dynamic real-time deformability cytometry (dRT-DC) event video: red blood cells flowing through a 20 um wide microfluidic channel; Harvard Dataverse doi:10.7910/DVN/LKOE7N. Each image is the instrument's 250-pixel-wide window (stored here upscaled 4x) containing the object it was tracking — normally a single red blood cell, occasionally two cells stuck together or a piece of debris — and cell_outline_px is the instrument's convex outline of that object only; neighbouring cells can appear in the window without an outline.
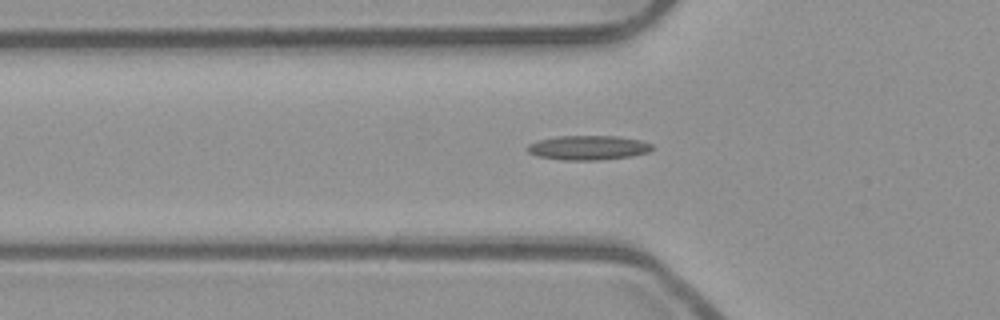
{"species": "common noctule bat (a hibernating species)", "species_latin": "Nyctalus noctula", "temperature_condition": "room temperature", "stored_images_in_passage": 38, "camera_frame_rate_fps": 3000, "um_per_image_px": 0.085, "animal": {"sex": "male", "body_mass_g": 23.1, "forearm_length_mm": 52.7}, "frame": {"image": 1, "passage_image": 8, "time_ms": 2.333, "image_size_px": [1000, 320], "cell_outline_px": [[652, 148], [648, 152], [632, 156], [600, 160], [564, 160], [536, 156], [528, 152], [528, 144], [536, 140], [556, 136], [616, 136], [640, 140], [652, 144]], "centroid_in_image_um": [49.96, 12.55], "position_along_channel_um": 75.8, "area_um2": 17.8}}
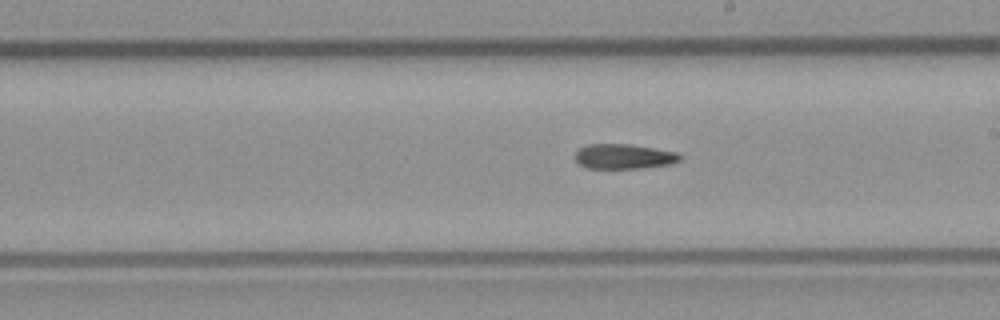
{"frame": {"image": 2, "passage_image": 20, "time_ms": 6.333, "image_size_px": [1000, 320], "cell_outline_px": [[680, 160], [672, 164], [640, 168], [584, 168], [576, 160], [576, 152], [580, 148], [588, 144], [628, 144], [676, 152], [680, 156]], "centroid_in_image_um": [53.01, 13.3], "position_along_channel_um": 236.0, "area_um2": 15.03}}
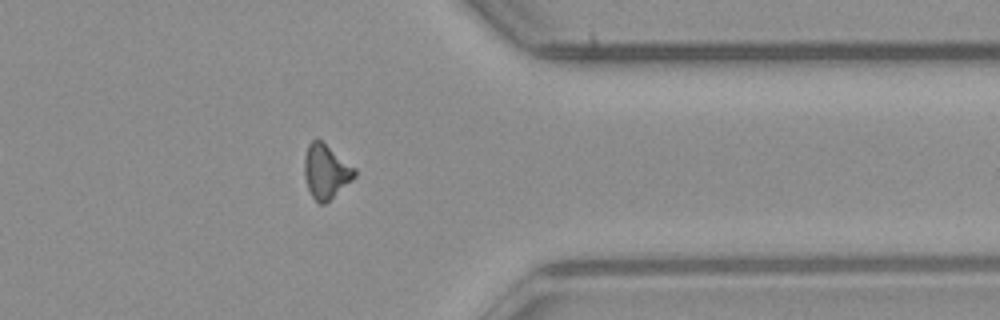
{"frame": {"image": 3, "passage_image": 32, "time_ms": 10.333, "image_size_px": [1000, 320], "cell_outline_px": [[356, 176], [352, 180], [324, 204], [320, 204], [312, 196], [308, 188], [304, 176], [304, 156], [308, 144], [316, 136], [356, 168]], "centroid_in_image_um": [27.69, 14.53], "position_along_channel_um": 383.7, "area_um2": 15.9}, "authors_computed_cell_mechanics": {"area_um2": 15.7794, "velocity_mm_per_s": 3.9727, "shape_relaxation_time_tau1_ms": null, "shape_relaxation_time_tau2_ms": 5.8215, "deformation_change_tau1": null, "deformation_change_tau2": 0.1704}}